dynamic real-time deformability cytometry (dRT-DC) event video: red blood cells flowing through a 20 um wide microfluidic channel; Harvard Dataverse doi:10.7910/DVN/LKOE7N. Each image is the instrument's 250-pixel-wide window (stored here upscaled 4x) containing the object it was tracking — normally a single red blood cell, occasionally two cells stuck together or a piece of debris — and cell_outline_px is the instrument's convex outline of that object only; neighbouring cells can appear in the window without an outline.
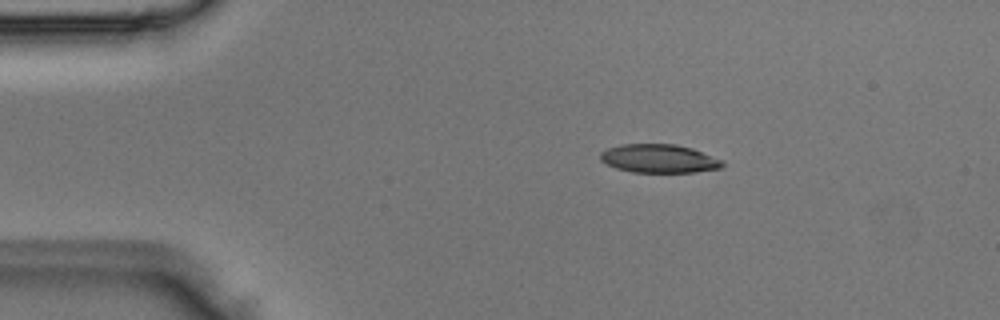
{"species": "Egyptian fruit bat (a non-hibernating species)", "species_latin": "Rousettus aegyptiacus", "temperature_condition": "room temperature", "stored_images_in_passage": 4, "camera_frame_rate_fps": 3000, "um_per_image_px": 0.085, "animal": {"sex": "male"}, "frame": {"image": 1, "passage_image": 1, "time_ms": 0.0, "image_size_px": [1000, 320], "cell_outline_px": [[724, 164], [720, 168], [692, 172], [632, 172], [616, 168], [600, 160], [600, 152], [608, 148], [620, 144], [676, 144], [692, 148], [724, 160]], "centroid_in_image_um": [56.02, 13.47], "position_along_channel_um": 29.0, "area_um2": 20.29}}
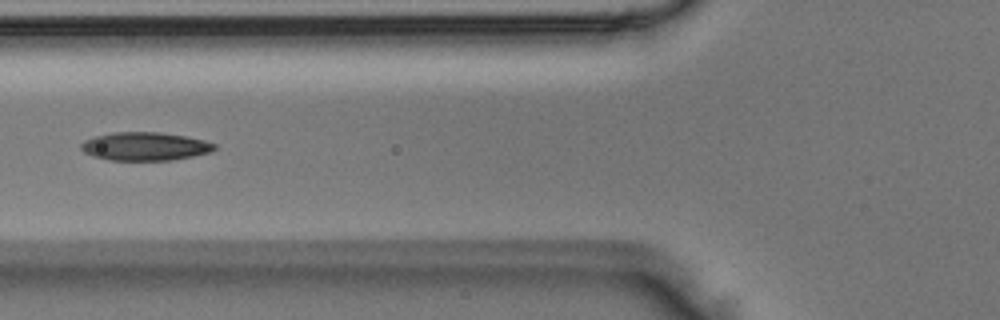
{"frame": {"image": 2, "passage_image": 4, "time_ms": 1.0, "image_size_px": [1000, 320], "cell_outline_px": [[216, 148], [212, 152], [172, 160], [108, 160], [92, 156], [84, 152], [80, 148], [80, 144], [84, 140], [96, 136], [112, 132], [160, 132], [184, 136], [204, 140], [216, 144]], "centroid_in_image_um": [12.31, 12.44], "position_along_channel_um": 113.5, "area_um2": 22.08}}